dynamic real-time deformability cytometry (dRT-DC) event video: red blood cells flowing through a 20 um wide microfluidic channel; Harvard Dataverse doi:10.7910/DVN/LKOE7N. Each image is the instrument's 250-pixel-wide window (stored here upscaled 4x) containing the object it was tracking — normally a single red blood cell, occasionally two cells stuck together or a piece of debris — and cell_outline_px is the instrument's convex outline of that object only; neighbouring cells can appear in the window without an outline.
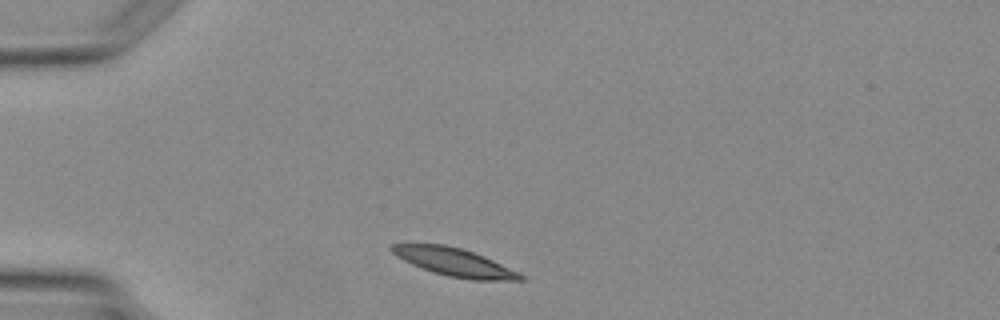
{"species": "Egyptian fruit bat (a non-hibernating species)", "species_latin": "Rousettus aegyptiacus", "temperature_condition": "warm", "stored_images_in_passage": 2, "camera_frame_rate_fps": 3000, "um_per_image_px": 0.085, "animal": {"sex": "female"}, "frame": {"image": 1, "passage_image": 1, "time_ms": 0.0, "image_size_px": [1000, 320], "cell_outline_px": [[524, 280], [472, 280], [448, 276], [432, 272], [412, 264], [396, 256], [388, 248], [392, 244], [408, 240], [444, 244], [460, 248], [484, 256], [524, 276]], "centroid_in_image_um": [38.45, 22.22], "position_along_channel_um": 46.6, "area_um2": 21.39}}